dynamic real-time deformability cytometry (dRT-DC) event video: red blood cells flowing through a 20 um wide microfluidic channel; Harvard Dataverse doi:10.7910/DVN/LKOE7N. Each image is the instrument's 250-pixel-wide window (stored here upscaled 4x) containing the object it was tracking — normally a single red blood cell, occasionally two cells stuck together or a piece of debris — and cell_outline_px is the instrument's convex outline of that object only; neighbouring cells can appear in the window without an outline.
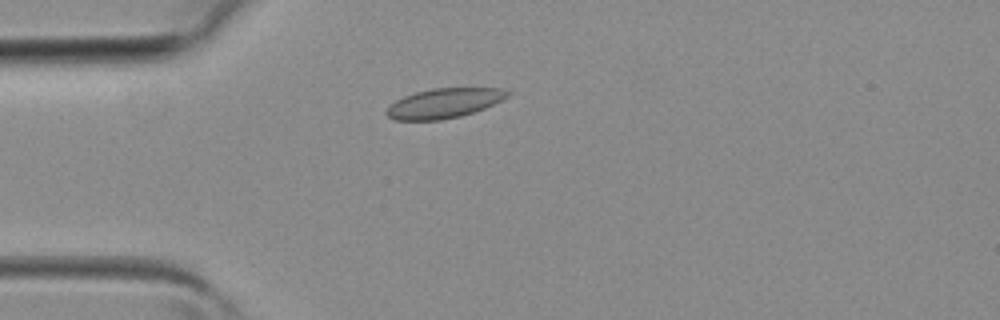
{"species": "common noctule bat (a hibernating species)", "species_latin": "Nyctalus noctula", "temperature_condition": "room temperature", "stored_images_in_passage": 2, "camera_frame_rate_fps": 3000, "um_per_image_px": 0.085, "animal": {"sex": "female", "body_mass_g": 19.3, "forearm_length_mm": 54.1}, "frame": {"image": 1, "passage_image": 2, "time_ms": 0.333, "image_size_px": [1000, 320], "cell_outline_px": [[512, 92], [508, 96], [484, 108], [460, 116], [440, 120], [396, 120], [388, 116], [384, 112], [396, 100], [404, 96], [416, 92], [432, 88], [504, 88]], "centroid_in_image_um": [37.74, 8.76], "position_along_channel_um": 47.3, "area_um2": 20.75}}